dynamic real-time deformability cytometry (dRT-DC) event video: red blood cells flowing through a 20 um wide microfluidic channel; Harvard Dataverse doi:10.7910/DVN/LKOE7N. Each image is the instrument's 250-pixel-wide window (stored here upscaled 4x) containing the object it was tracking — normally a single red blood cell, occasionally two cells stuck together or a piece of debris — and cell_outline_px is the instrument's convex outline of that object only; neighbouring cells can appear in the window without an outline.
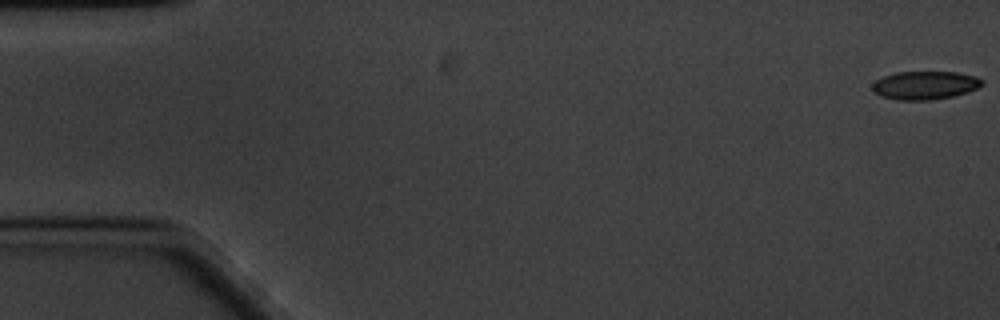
{"species": "common noctule bat (a hibernating species)", "species_latin": "Nyctalus noctula", "temperature_condition": "cold", "stored_images_in_passage": 59, "camera_frame_rate_fps": 3000, "um_per_image_px": 0.085, "animal": {"sex": "male", "body_mass_g": 20.1, "forearm_length_mm": 53.5}, "frame": {"image": 1, "passage_image": 1, "time_ms": 0.0, "image_size_px": [1000, 320], "cell_outline_px": [[984, 84], [968, 92], [952, 96], [932, 100], [896, 100], [880, 96], [872, 92], [872, 84], [876, 80], [884, 76], [896, 72], [956, 72], [976, 76], [984, 80]], "centroid_in_image_um": [78.61, 7.25], "position_along_channel_um": 6.4, "area_um2": 18.26}}
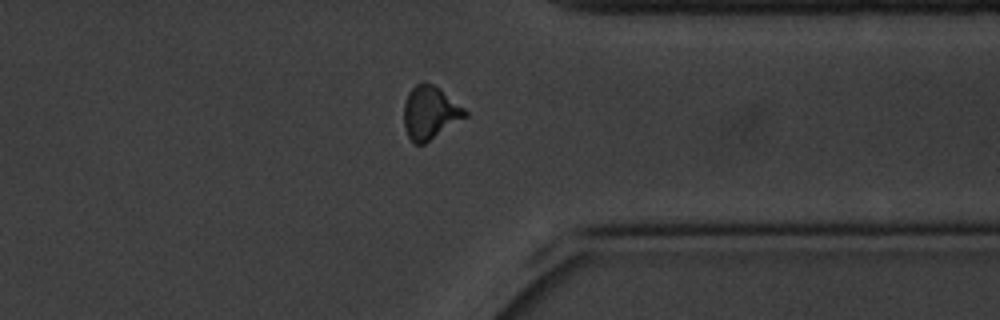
{"frame": {"image": 2, "passage_image": 47, "time_ms": 15.333, "image_size_px": [1000, 320], "cell_outline_px": [[468, 116], [424, 144], [416, 144], [408, 136], [404, 128], [404, 104], [408, 92], [416, 84], [424, 80], [440, 88], [464, 108], [468, 112]], "centroid_in_image_um": [36.55, 9.56], "position_along_channel_um": 374.8, "area_um2": 19.02}}
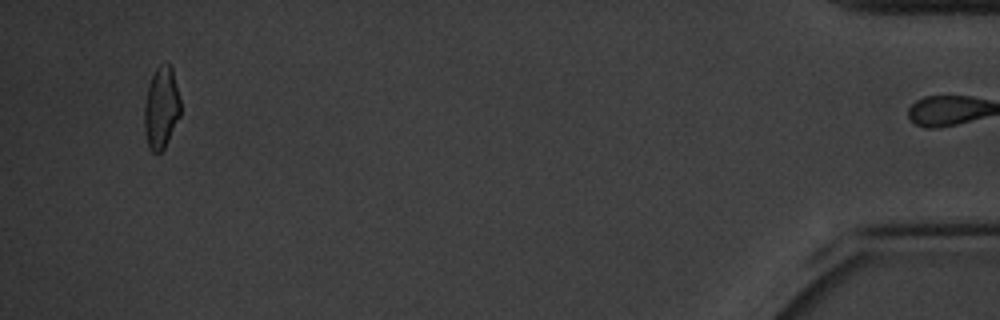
{"frame": {"image": 3, "passage_image": 58, "time_ms": 19.0, "image_size_px": [1000, 320], "cell_outline_px": [[180, 116], [164, 148], [160, 152], [152, 152], [148, 148], [144, 128], [144, 108], [148, 84], [156, 68], [160, 64], [168, 64], [172, 68], [180, 100]], "centroid_in_image_um": [13.69, 9.18], "position_along_channel_um": 421.5, "area_um2": 17.17}, "authors_computed_cell_mechanics": {"area_um2": 18.6694, "velocity_mm_per_s": 3.3225, "shape_relaxation_time_tau1_ms": 2.4697, "shape_relaxation_time_tau2_ms": 1.5548, "deformation_change_tau1": 0.1087, "deformation_change_tau2": 0.0738}}